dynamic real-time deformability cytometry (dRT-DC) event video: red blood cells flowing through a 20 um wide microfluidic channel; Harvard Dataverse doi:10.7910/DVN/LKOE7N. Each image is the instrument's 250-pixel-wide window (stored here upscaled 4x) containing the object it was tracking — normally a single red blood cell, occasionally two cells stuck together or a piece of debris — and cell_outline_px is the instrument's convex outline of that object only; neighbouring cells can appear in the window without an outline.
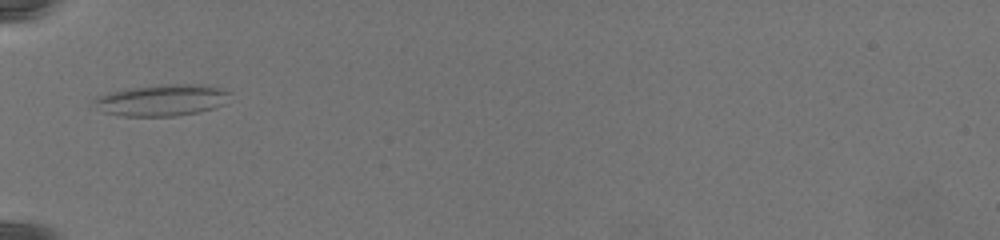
{"species": "common noctule bat (a hibernating species)", "species_latin": "Nyctalus noctula", "temperature_condition": "warm", "stored_images_in_passage": 4, "camera_frame_rate_fps": 3000, "um_per_image_px": 0.085, "animal": {"sex": "female", "body_mass_g": 19.5, "forearm_length_mm": 54.1}, "frame": {"image": 1, "passage_image": 1, "time_ms": 0.0, "image_size_px": [1000, 240], "cell_outline_px": [[232, 92], [224, 104], [200, 112], [176, 116], [120, 116], [104, 112], [88, 104], [92, 100], [108, 92], [128, 88], [164, 84], [204, 84], [220, 88]], "centroid_in_image_um": [13.72, 8.51], "position_along_channel_um": 71.3, "area_um2": 25.32}}